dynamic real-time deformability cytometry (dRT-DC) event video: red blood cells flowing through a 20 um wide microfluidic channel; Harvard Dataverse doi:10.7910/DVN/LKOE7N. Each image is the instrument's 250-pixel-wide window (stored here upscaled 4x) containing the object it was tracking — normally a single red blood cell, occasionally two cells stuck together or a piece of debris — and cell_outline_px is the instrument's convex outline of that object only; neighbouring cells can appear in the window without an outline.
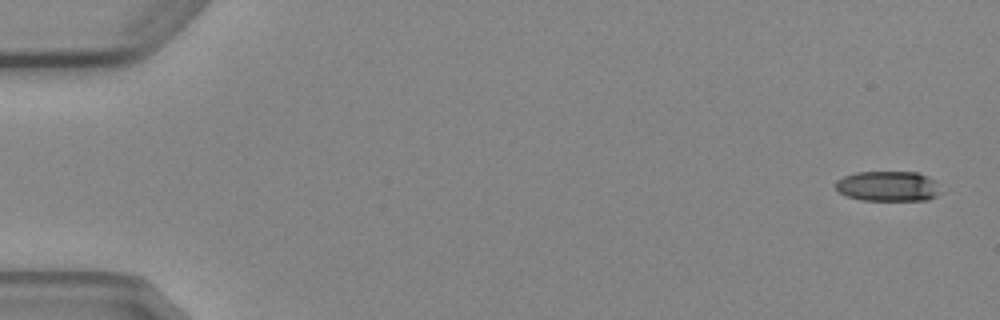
{"species": "Egyptian fruit bat (a non-hibernating species)", "species_latin": "Rousettus aegyptiacus", "temperature_condition": "cold", "stored_images_in_passage": 5, "camera_frame_rate_fps": 3000, "um_per_image_px": 0.085, "animal": {"sex": "female"}, "frame": {"image": 1, "passage_image": 1, "time_ms": 0.0, "image_size_px": [1000, 320], "cell_outline_px": [[944, 192], [928, 200], [860, 200], [848, 196], [840, 192], [836, 188], [836, 180], [844, 176], [856, 172], [916, 172], [928, 176], [936, 180]], "centroid_in_image_um": [75.55, 15.83], "position_along_channel_um": 9.4, "area_um2": 18.73}}
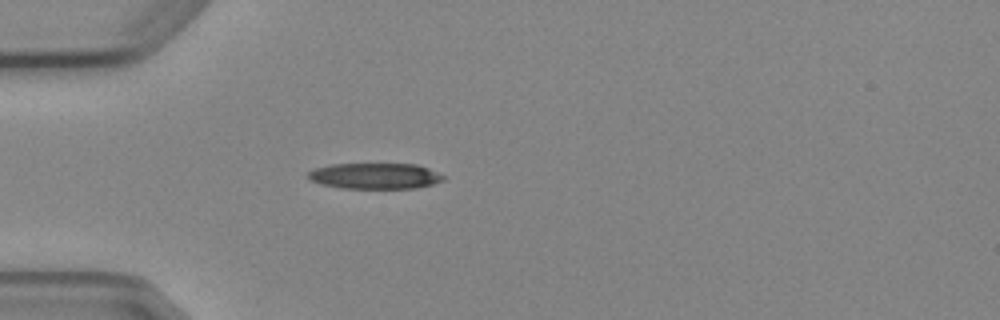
{"frame": {"image": 2, "passage_image": 5, "time_ms": 4.667, "image_size_px": [1000, 320], "cell_outline_px": [[444, 180], [432, 184], [416, 188], [340, 188], [320, 184], [304, 176], [308, 172], [316, 168], [332, 164], [416, 164], [428, 168], [444, 176]], "centroid_in_image_um": [31.84, 14.96], "position_along_channel_um": 53.2, "area_um2": 20.35}}